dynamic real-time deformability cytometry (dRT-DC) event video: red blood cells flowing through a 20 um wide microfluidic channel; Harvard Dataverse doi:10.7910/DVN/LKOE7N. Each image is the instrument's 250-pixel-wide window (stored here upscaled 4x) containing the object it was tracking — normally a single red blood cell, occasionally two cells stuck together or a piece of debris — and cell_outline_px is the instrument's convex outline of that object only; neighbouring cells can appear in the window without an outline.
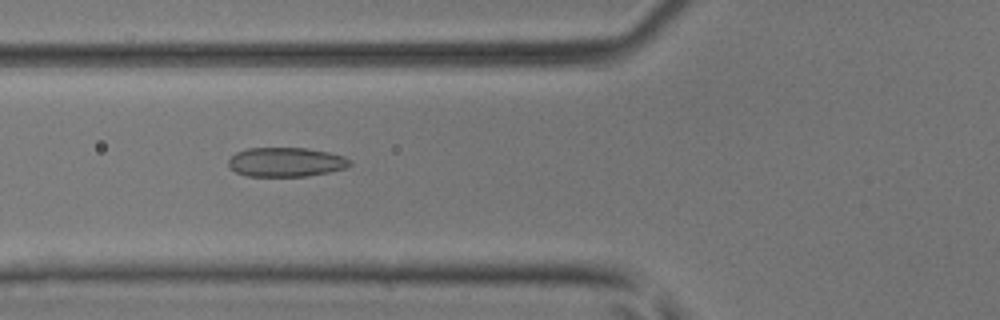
{"species": "common noctule bat (a hibernating species)", "species_latin": "Nyctalus noctula", "temperature_condition": "room temperature", "stored_images_in_passage": 50, "camera_frame_rate_fps": 3000, "um_per_image_px": 0.085, "animal": {"sex": "male", "body_mass_g": 17.9, "forearm_length_mm": 54.2}, "frame": {"image": 1, "passage_image": 19, "time_ms": 6.0, "image_size_px": [1000, 320], "cell_outline_px": [[352, 164], [348, 168], [308, 176], [248, 176], [236, 172], [228, 164], [228, 160], [236, 152], [248, 148], [308, 148], [328, 152], [344, 156], [352, 160]], "centroid_in_image_um": [24.35, 13.77], "position_along_channel_um": 101.4, "area_um2": 20.81}}
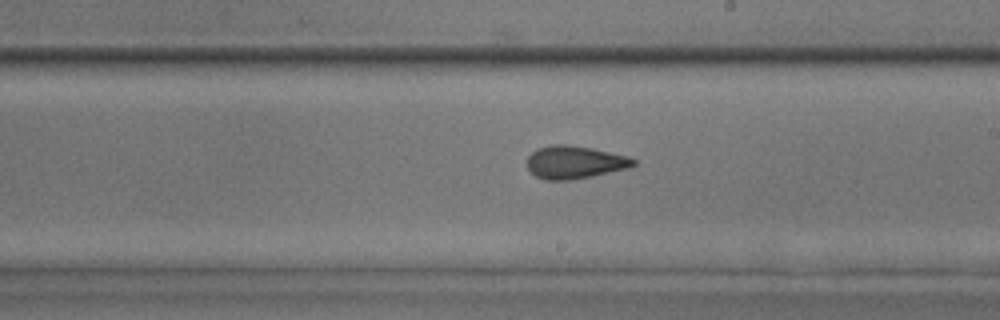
{"frame": {"image": 2, "passage_image": 29, "time_ms": 9.333, "image_size_px": [1000, 320], "cell_outline_px": [[636, 164], [628, 168], [592, 176], [572, 180], [544, 180], [536, 176], [528, 168], [528, 156], [536, 148], [552, 144], [568, 144], [592, 148], [628, 156], [636, 160]], "centroid_in_image_um": [48.84, 13.78], "position_along_channel_um": 240.2, "area_um2": 20.4}}
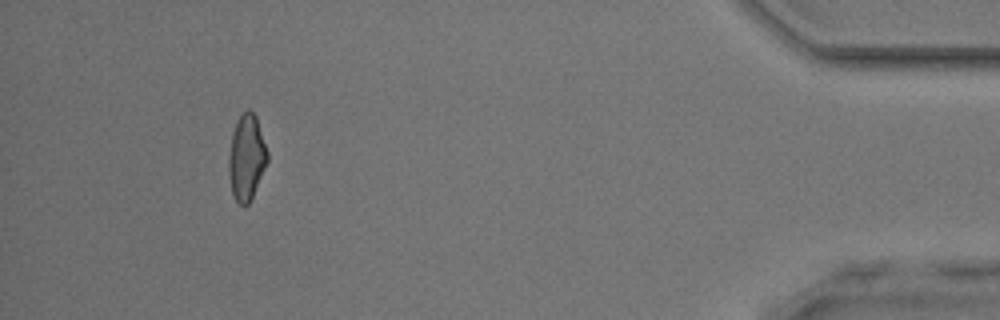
{"frame": {"image": 3, "passage_image": 46, "time_ms": 15.0, "image_size_px": [1000, 320], "cell_outline_px": [[268, 160], [252, 196], [248, 204], [240, 204], [236, 200], [232, 192], [228, 172], [228, 156], [232, 132], [236, 120], [248, 108], [256, 116], [268, 152]], "centroid_in_image_um": [20.94, 13.34], "position_along_channel_um": 414.3, "area_um2": 19.13}, "authors_computed_cell_mechanics": {"area_um2": 19.9699, "velocity_mm_per_s": 4.1675, "shape_relaxation_time_tau1_ms": 9.7107, "shape_relaxation_time_tau2_ms": 1.7081, "deformation_change_tau1": 0.2198, "deformation_change_tau2": 0.0752}}